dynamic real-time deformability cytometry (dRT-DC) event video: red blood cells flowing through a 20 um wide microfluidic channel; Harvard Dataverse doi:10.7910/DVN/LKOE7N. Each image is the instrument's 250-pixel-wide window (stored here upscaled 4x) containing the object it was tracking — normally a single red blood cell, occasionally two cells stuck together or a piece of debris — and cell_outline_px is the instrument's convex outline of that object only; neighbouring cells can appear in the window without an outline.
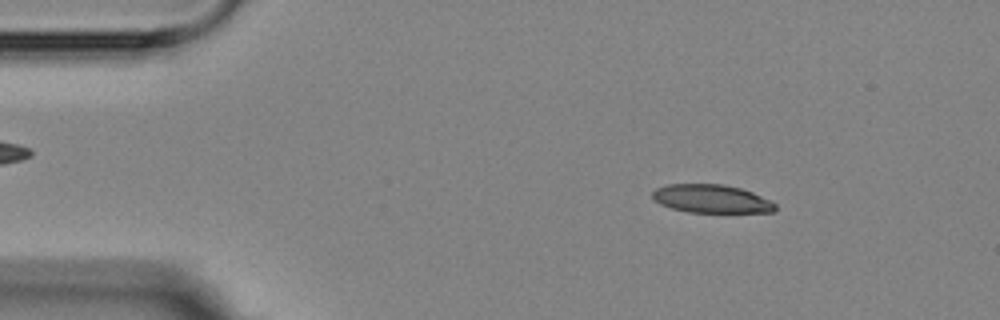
{"species": "Egyptian fruit bat (a non-hibernating species)", "species_latin": "Rousettus aegyptiacus", "temperature_condition": "room temperature", "stored_images_in_passage": 4, "camera_frame_rate_fps": 3000, "um_per_image_px": 0.085, "animal": {"sex": "female"}, "frame": {"image": 1, "passage_image": 2, "time_ms": 1.333, "image_size_px": [1000, 320], "cell_outline_px": [[776, 208], [772, 212], [688, 212], [672, 208], [660, 204], [652, 200], [652, 192], [656, 188], [668, 184], [724, 184], [740, 188], [752, 192], [776, 204]], "centroid_in_image_um": [60.42, 16.89], "position_along_channel_um": 24.6, "area_um2": 20.17}}